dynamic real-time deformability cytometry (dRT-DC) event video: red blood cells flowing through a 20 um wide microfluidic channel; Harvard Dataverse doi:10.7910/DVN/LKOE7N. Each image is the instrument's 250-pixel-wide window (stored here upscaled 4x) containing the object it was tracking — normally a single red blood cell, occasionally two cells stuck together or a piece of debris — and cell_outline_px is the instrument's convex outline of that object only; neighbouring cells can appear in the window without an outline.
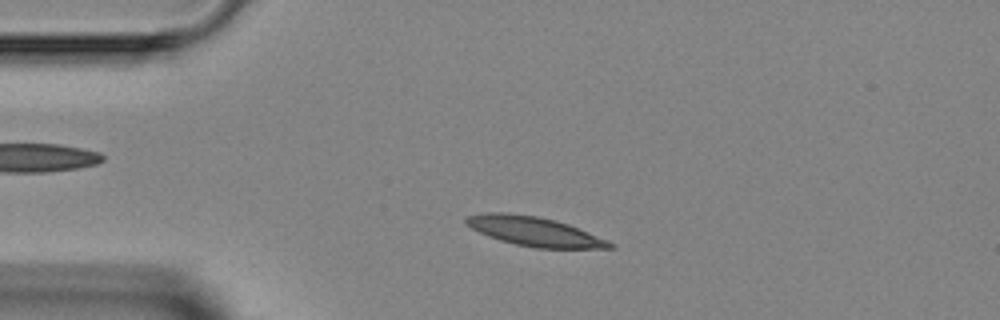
{"species": "Egyptian fruit bat (a non-hibernating species)", "species_latin": "Rousettus aegyptiacus", "temperature_condition": "room temperature", "stored_images_in_passage": 3, "camera_frame_rate_fps": 3000, "um_per_image_px": 0.085, "animal": {"sex": "female"}, "frame": {"image": 1, "passage_image": 2, "time_ms": 1.333, "image_size_px": [1000, 320], "cell_outline_px": [[616, 248], [536, 248], [516, 244], [500, 240], [488, 236], [464, 224], [464, 220], [468, 216], [488, 212], [508, 212], [536, 216], [556, 220], [568, 224], [608, 240], [616, 244]], "centroid_in_image_um": [45.43, 19.67], "position_along_channel_um": 39.6, "area_um2": 24.45}}